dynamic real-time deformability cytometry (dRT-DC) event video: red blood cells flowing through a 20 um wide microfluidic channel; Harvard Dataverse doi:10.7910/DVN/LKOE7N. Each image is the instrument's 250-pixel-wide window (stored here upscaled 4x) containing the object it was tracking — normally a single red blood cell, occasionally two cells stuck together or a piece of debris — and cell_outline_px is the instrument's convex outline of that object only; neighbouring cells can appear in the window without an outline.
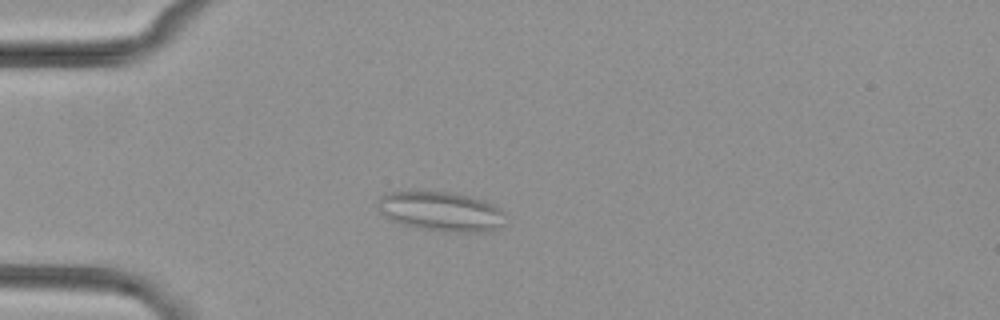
{"species": "common noctule bat (a hibernating species)", "species_latin": "Nyctalus noctula", "temperature_condition": "cold", "stored_images_in_passage": 5, "camera_frame_rate_fps": 3000, "um_per_image_px": 0.085, "animal": {"sex": "female", "body_mass_g": 29.2, "forearm_length_mm": 56.3}, "frame": {"image": 1, "passage_image": 5, "time_ms": 4.667, "image_size_px": [1000, 320], "cell_outline_px": [[504, 224], [500, 228], [484, 232], [448, 232], [416, 228], [400, 224], [392, 220], [380, 212], [380, 196], [384, 192], [452, 192], [484, 200], [492, 204], [504, 212]], "centroid_in_image_um": [37.52, 17.99], "position_along_channel_um": 47.5, "area_um2": 29.36}}